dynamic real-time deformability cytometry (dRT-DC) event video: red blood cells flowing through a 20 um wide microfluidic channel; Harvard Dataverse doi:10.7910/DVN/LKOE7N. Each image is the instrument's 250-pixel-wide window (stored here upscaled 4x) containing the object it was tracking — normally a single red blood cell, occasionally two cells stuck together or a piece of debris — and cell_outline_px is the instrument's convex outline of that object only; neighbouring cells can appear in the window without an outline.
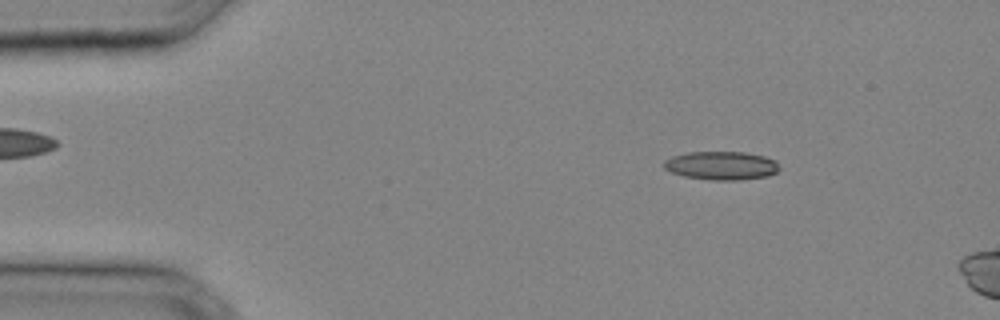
{"species": "common noctule bat (a hibernating species)", "species_latin": "Nyctalus noctula", "temperature_condition": "cold", "stored_images_in_passage": 7, "camera_frame_rate_fps": 3000, "um_per_image_px": 0.085, "animal": {"sex": "male", "body_mass_g": 20.4}, "frame": {"image": 1, "passage_image": 4, "time_ms": 1.0, "image_size_px": [1000, 320], "cell_outline_px": [[780, 168], [776, 172], [768, 176], [740, 180], [708, 180], [684, 176], [672, 172], [664, 168], [664, 160], [672, 156], [688, 152], [744, 152], [764, 156], [776, 160]], "centroid_in_image_um": [61.33, 14.07], "position_along_channel_um": 23.7, "area_um2": 19.25}}